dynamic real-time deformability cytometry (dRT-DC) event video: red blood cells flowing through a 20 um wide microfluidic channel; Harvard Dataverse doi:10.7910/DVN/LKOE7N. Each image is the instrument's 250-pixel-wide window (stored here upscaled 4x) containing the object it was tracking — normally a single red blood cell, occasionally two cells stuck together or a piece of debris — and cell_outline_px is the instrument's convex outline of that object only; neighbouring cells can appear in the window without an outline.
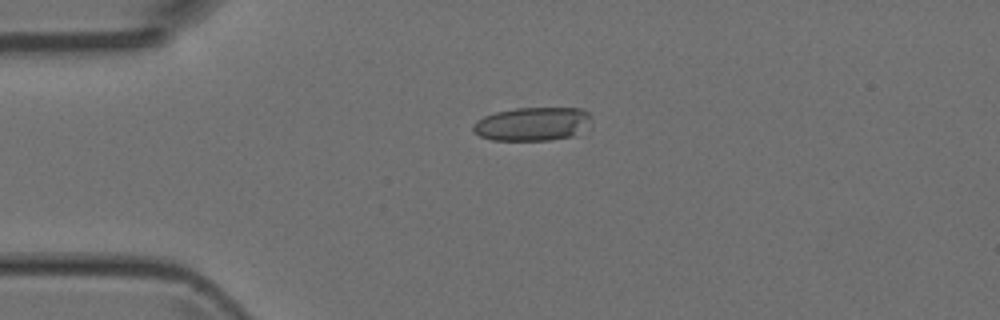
{"species": "Egyptian fruit bat (a non-hibernating species)", "species_latin": "Rousettus aegyptiacus", "temperature_condition": "room temperature", "stored_images_in_passage": 4, "camera_frame_rate_fps": 3000, "um_per_image_px": 0.085, "animal": {"sex": "female"}, "frame": {"image": 1, "passage_image": 3, "time_ms": 3.0, "image_size_px": [1000, 320], "cell_outline_px": [[592, 128], [572, 136], [548, 140], [492, 140], [480, 136], [472, 132], [472, 124], [476, 120], [484, 116], [496, 112], [516, 108], [580, 108], [588, 112], [592, 116]], "centroid_in_image_um": [45.31, 10.54], "position_along_channel_um": 39.7, "area_um2": 23.64}}